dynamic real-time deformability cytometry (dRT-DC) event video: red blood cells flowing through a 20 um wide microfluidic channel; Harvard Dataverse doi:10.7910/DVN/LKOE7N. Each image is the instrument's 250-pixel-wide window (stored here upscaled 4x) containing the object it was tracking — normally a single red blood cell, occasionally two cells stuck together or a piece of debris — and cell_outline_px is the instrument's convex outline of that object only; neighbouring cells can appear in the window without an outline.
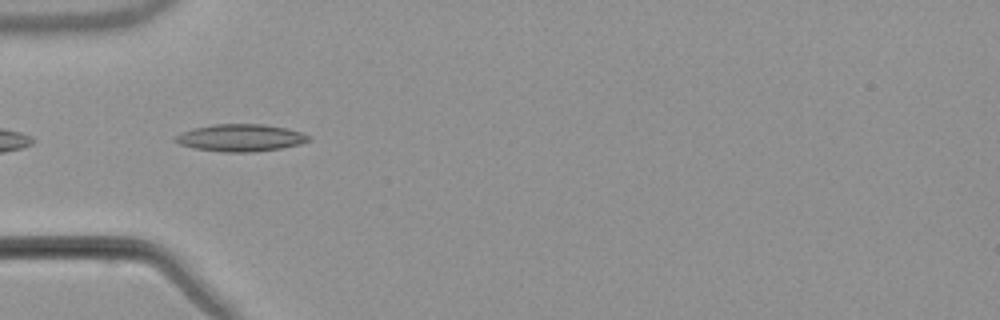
{"species": "common noctule bat (a hibernating species)", "species_latin": "Nyctalus noctula", "temperature_condition": "warm", "stored_images_in_passage": 5, "camera_frame_rate_fps": 3000, "um_per_image_px": 0.085, "animal": {"sex": "male", "body_mass_g": 21.5, "forearm_length_mm": 52.0}, "frame": {"image": 1, "passage_image": 2, "time_ms": 0.333, "image_size_px": [1000, 320], "cell_outline_px": [[312, 140], [300, 144], [280, 148], [252, 152], [220, 152], [192, 148], [180, 144], [172, 140], [180, 132], [192, 128], [212, 124], [264, 124], [288, 128], [300, 132], [308, 136]], "centroid_in_image_um": [20.4, 11.71], "position_along_channel_um": 64.6, "area_um2": 21.33}}